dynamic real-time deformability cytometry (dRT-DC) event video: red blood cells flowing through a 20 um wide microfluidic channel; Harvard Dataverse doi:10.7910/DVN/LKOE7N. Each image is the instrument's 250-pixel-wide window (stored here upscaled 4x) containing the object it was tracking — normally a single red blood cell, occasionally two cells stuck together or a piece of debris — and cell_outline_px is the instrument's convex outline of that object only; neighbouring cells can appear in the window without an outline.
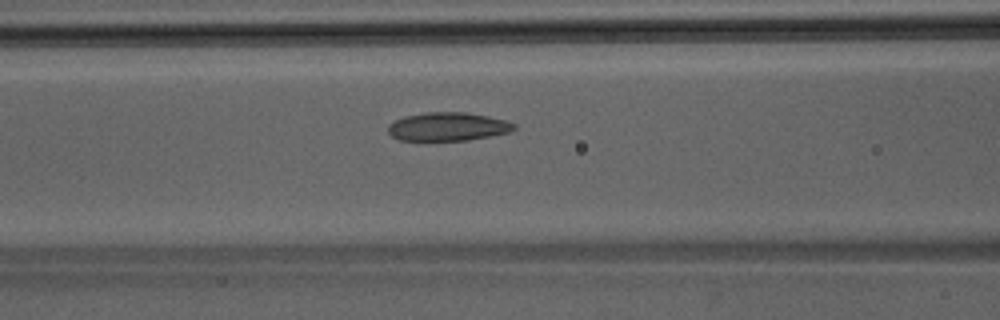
{"species": "Egyptian fruit bat (a non-hibernating species)", "species_latin": "Rousettus aegyptiacus", "temperature_condition": "room temperature", "stored_images_in_passage": 39, "camera_frame_rate_fps": 3000, "um_per_image_px": 0.085, "animal": {"sex": "male"}, "frame": {"image": 1, "passage_image": 12, "time_ms": 3.667, "image_size_px": [1000, 320], "cell_outline_px": [[516, 128], [512, 132], [468, 140], [400, 140], [392, 136], [388, 132], [388, 124], [404, 116], [424, 112], [464, 112], [488, 116], [504, 120], [516, 124]], "centroid_in_image_um": [38.08, 10.76], "position_along_channel_um": 128.5, "area_um2": 20.92}}
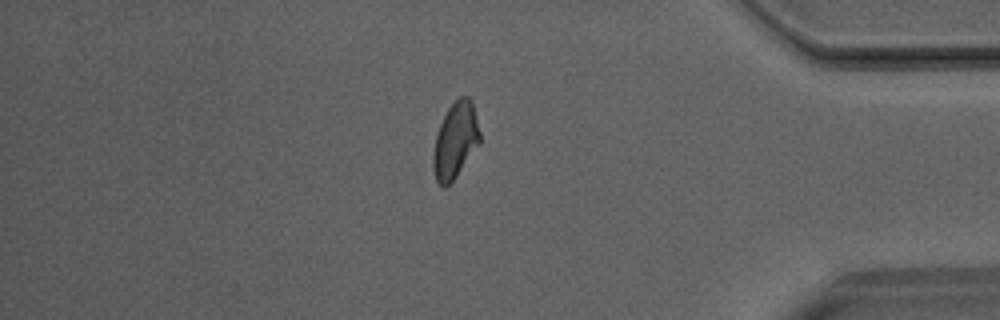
{"frame": {"image": 2, "passage_image": 32, "time_ms": 10.333, "image_size_px": [1000, 320], "cell_outline_px": [[480, 144], [456, 176], [444, 188], [440, 188], [436, 180], [432, 168], [432, 156], [436, 136], [440, 124], [448, 108], [460, 96], [468, 96], [472, 100], [480, 132]], "centroid_in_image_um": [38.7, 11.96], "position_along_channel_um": 396.5, "area_um2": 20.69}}
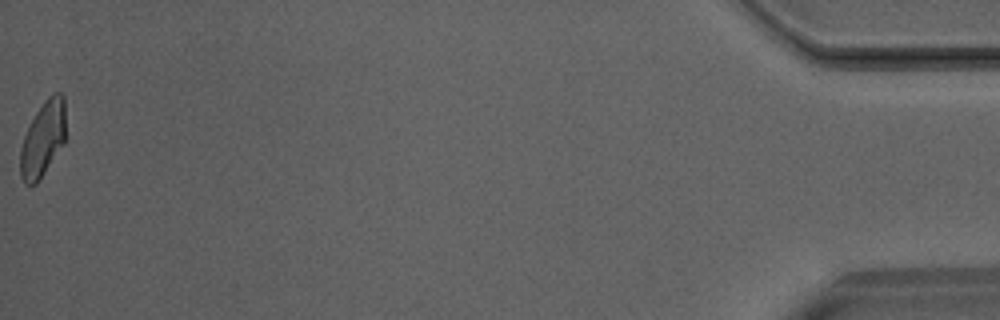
{"frame": {"image": 3, "passage_image": 39, "time_ms": 12.667, "image_size_px": [1000, 320], "cell_outline_px": [[64, 144], [36, 184], [24, 184], [20, 176], [20, 148], [24, 136], [36, 112], [44, 100], [52, 92], [60, 92], [64, 96]], "centroid_in_image_um": [3.64, 11.81], "position_along_channel_um": 431.6, "area_um2": 19.77}}